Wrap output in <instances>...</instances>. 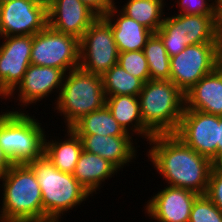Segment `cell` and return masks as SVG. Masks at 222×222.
<instances>
[{
	"mask_svg": "<svg viewBox=\"0 0 222 222\" xmlns=\"http://www.w3.org/2000/svg\"><path fill=\"white\" fill-rule=\"evenodd\" d=\"M148 159L167 185L206 194L213 162L174 134H157L149 142ZM152 145V146H151Z\"/></svg>",
	"mask_w": 222,
	"mask_h": 222,
	"instance_id": "1",
	"label": "cell"
},
{
	"mask_svg": "<svg viewBox=\"0 0 222 222\" xmlns=\"http://www.w3.org/2000/svg\"><path fill=\"white\" fill-rule=\"evenodd\" d=\"M1 222H43L42 193L27 164H13L3 175Z\"/></svg>",
	"mask_w": 222,
	"mask_h": 222,
	"instance_id": "2",
	"label": "cell"
},
{
	"mask_svg": "<svg viewBox=\"0 0 222 222\" xmlns=\"http://www.w3.org/2000/svg\"><path fill=\"white\" fill-rule=\"evenodd\" d=\"M27 164L41 188L43 222H60L65 212L91 196L71 173L58 170L45 155Z\"/></svg>",
	"mask_w": 222,
	"mask_h": 222,
	"instance_id": "3",
	"label": "cell"
},
{
	"mask_svg": "<svg viewBox=\"0 0 222 222\" xmlns=\"http://www.w3.org/2000/svg\"><path fill=\"white\" fill-rule=\"evenodd\" d=\"M142 121L153 134H174L185 108L184 93L171 80H148L138 94Z\"/></svg>",
	"mask_w": 222,
	"mask_h": 222,
	"instance_id": "4",
	"label": "cell"
},
{
	"mask_svg": "<svg viewBox=\"0 0 222 222\" xmlns=\"http://www.w3.org/2000/svg\"><path fill=\"white\" fill-rule=\"evenodd\" d=\"M66 74L55 100V110L64 116L66 128H71L83 116L104 107L106 95L102 76L89 73L80 67Z\"/></svg>",
	"mask_w": 222,
	"mask_h": 222,
	"instance_id": "5",
	"label": "cell"
},
{
	"mask_svg": "<svg viewBox=\"0 0 222 222\" xmlns=\"http://www.w3.org/2000/svg\"><path fill=\"white\" fill-rule=\"evenodd\" d=\"M25 111L0 114V147L13 164H24L44 155L45 132L41 123Z\"/></svg>",
	"mask_w": 222,
	"mask_h": 222,
	"instance_id": "6",
	"label": "cell"
},
{
	"mask_svg": "<svg viewBox=\"0 0 222 222\" xmlns=\"http://www.w3.org/2000/svg\"><path fill=\"white\" fill-rule=\"evenodd\" d=\"M175 15L164 16L163 23L156 32L170 57L176 56L188 45L217 43L216 16Z\"/></svg>",
	"mask_w": 222,
	"mask_h": 222,
	"instance_id": "7",
	"label": "cell"
},
{
	"mask_svg": "<svg viewBox=\"0 0 222 222\" xmlns=\"http://www.w3.org/2000/svg\"><path fill=\"white\" fill-rule=\"evenodd\" d=\"M222 63L217 43L188 45L170 57V80L185 94Z\"/></svg>",
	"mask_w": 222,
	"mask_h": 222,
	"instance_id": "8",
	"label": "cell"
},
{
	"mask_svg": "<svg viewBox=\"0 0 222 222\" xmlns=\"http://www.w3.org/2000/svg\"><path fill=\"white\" fill-rule=\"evenodd\" d=\"M80 65L89 73L103 76L117 64L119 52L111 24L99 16L79 40Z\"/></svg>",
	"mask_w": 222,
	"mask_h": 222,
	"instance_id": "9",
	"label": "cell"
},
{
	"mask_svg": "<svg viewBox=\"0 0 222 222\" xmlns=\"http://www.w3.org/2000/svg\"><path fill=\"white\" fill-rule=\"evenodd\" d=\"M31 64L59 68L66 73L80 65L79 39L48 25L33 35Z\"/></svg>",
	"mask_w": 222,
	"mask_h": 222,
	"instance_id": "10",
	"label": "cell"
},
{
	"mask_svg": "<svg viewBox=\"0 0 222 222\" xmlns=\"http://www.w3.org/2000/svg\"><path fill=\"white\" fill-rule=\"evenodd\" d=\"M219 116L202 111L184 109L174 135L184 144L213 163L218 161Z\"/></svg>",
	"mask_w": 222,
	"mask_h": 222,
	"instance_id": "11",
	"label": "cell"
},
{
	"mask_svg": "<svg viewBox=\"0 0 222 222\" xmlns=\"http://www.w3.org/2000/svg\"><path fill=\"white\" fill-rule=\"evenodd\" d=\"M47 25V9L36 0L0 3V37L33 36Z\"/></svg>",
	"mask_w": 222,
	"mask_h": 222,
	"instance_id": "12",
	"label": "cell"
},
{
	"mask_svg": "<svg viewBox=\"0 0 222 222\" xmlns=\"http://www.w3.org/2000/svg\"><path fill=\"white\" fill-rule=\"evenodd\" d=\"M2 38L5 42L0 45V87L9 95L22 81L31 64L33 36L18 35Z\"/></svg>",
	"mask_w": 222,
	"mask_h": 222,
	"instance_id": "13",
	"label": "cell"
},
{
	"mask_svg": "<svg viewBox=\"0 0 222 222\" xmlns=\"http://www.w3.org/2000/svg\"><path fill=\"white\" fill-rule=\"evenodd\" d=\"M65 74L66 72L59 68L30 64L22 81L8 95L9 100L19 92L16 100L20 101V107L26 108L27 105L36 104L48 97L52 92L60 93Z\"/></svg>",
	"mask_w": 222,
	"mask_h": 222,
	"instance_id": "14",
	"label": "cell"
},
{
	"mask_svg": "<svg viewBox=\"0 0 222 222\" xmlns=\"http://www.w3.org/2000/svg\"><path fill=\"white\" fill-rule=\"evenodd\" d=\"M197 196L193 191L168 185L147 201L145 213L157 222H189Z\"/></svg>",
	"mask_w": 222,
	"mask_h": 222,
	"instance_id": "15",
	"label": "cell"
},
{
	"mask_svg": "<svg viewBox=\"0 0 222 222\" xmlns=\"http://www.w3.org/2000/svg\"><path fill=\"white\" fill-rule=\"evenodd\" d=\"M47 17L50 28L80 40L99 16L81 0H56L47 9Z\"/></svg>",
	"mask_w": 222,
	"mask_h": 222,
	"instance_id": "16",
	"label": "cell"
},
{
	"mask_svg": "<svg viewBox=\"0 0 222 222\" xmlns=\"http://www.w3.org/2000/svg\"><path fill=\"white\" fill-rule=\"evenodd\" d=\"M83 150L97 154L112 163L118 170L136 158L132 136H102L98 134H77Z\"/></svg>",
	"mask_w": 222,
	"mask_h": 222,
	"instance_id": "17",
	"label": "cell"
},
{
	"mask_svg": "<svg viewBox=\"0 0 222 222\" xmlns=\"http://www.w3.org/2000/svg\"><path fill=\"white\" fill-rule=\"evenodd\" d=\"M184 95V109L222 116V63Z\"/></svg>",
	"mask_w": 222,
	"mask_h": 222,
	"instance_id": "18",
	"label": "cell"
},
{
	"mask_svg": "<svg viewBox=\"0 0 222 222\" xmlns=\"http://www.w3.org/2000/svg\"><path fill=\"white\" fill-rule=\"evenodd\" d=\"M115 15L117 19H115ZM103 17L111 24L119 53L143 50L148 39L154 33L134 19L127 17L120 9L118 10L116 5Z\"/></svg>",
	"mask_w": 222,
	"mask_h": 222,
	"instance_id": "19",
	"label": "cell"
},
{
	"mask_svg": "<svg viewBox=\"0 0 222 222\" xmlns=\"http://www.w3.org/2000/svg\"><path fill=\"white\" fill-rule=\"evenodd\" d=\"M119 170L108 160L97 154L83 150L76 163L72 175L93 196V193L101 189L102 183L108 178L114 177Z\"/></svg>",
	"mask_w": 222,
	"mask_h": 222,
	"instance_id": "20",
	"label": "cell"
},
{
	"mask_svg": "<svg viewBox=\"0 0 222 222\" xmlns=\"http://www.w3.org/2000/svg\"><path fill=\"white\" fill-rule=\"evenodd\" d=\"M106 106L126 133L131 135L136 133L138 136L146 138L147 141L154 136L142 121L138 96H106Z\"/></svg>",
	"mask_w": 222,
	"mask_h": 222,
	"instance_id": "21",
	"label": "cell"
},
{
	"mask_svg": "<svg viewBox=\"0 0 222 222\" xmlns=\"http://www.w3.org/2000/svg\"><path fill=\"white\" fill-rule=\"evenodd\" d=\"M65 136H68L65 140L45 138L44 155L58 170L72 174L83 147L80 137L71 128H67Z\"/></svg>",
	"mask_w": 222,
	"mask_h": 222,
	"instance_id": "22",
	"label": "cell"
},
{
	"mask_svg": "<svg viewBox=\"0 0 222 222\" xmlns=\"http://www.w3.org/2000/svg\"><path fill=\"white\" fill-rule=\"evenodd\" d=\"M71 129L76 134H98L104 136H133L126 133L114 119L110 109L105 105L78 120Z\"/></svg>",
	"mask_w": 222,
	"mask_h": 222,
	"instance_id": "23",
	"label": "cell"
},
{
	"mask_svg": "<svg viewBox=\"0 0 222 222\" xmlns=\"http://www.w3.org/2000/svg\"><path fill=\"white\" fill-rule=\"evenodd\" d=\"M164 0H128L121 12L156 33L164 20Z\"/></svg>",
	"mask_w": 222,
	"mask_h": 222,
	"instance_id": "24",
	"label": "cell"
},
{
	"mask_svg": "<svg viewBox=\"0 0 222 222\" xmlns=\"http://www.w3.org/2000/svg\"><path fill=\"white\" fill-rule=\"evenodd\" d=\"M103 89L106 96H138L144 82L125 71L119 64L112 66L103 76Z\"/></svg>",
	"mask_w": 222,
	"mask_h": 222,
	"instance_id": "25",
	"label": "cell"
},
{
	"mask_svg": "<svg viewBox=\"0 0 222 222\" xmlns=\"http://www.w3.org/2000/svg\"><path fill=\"white\" fill-rule=\"evenodd\" d=\"M143 52L148 62L150 80H170V56L156 33L148 39Z\"/></svg>",
	"mask_w": 222,
	"mask_h": 222,
	"instance_id": "26",
	"label": "cell"
},
{
	"mask_svg": "<svg viewBox=\"0 0 222 222\" xmlns=\"http://www.w3.org/2000/svg\"><path fill=\"white\" fill-rule=\"evenodd\" d=\"M117 64L144 83L150 80L148 62L143 50L120 52Z\"/></svg>",
	"mask_w": 222,
	"mask_h": 222,
	"instance_id": "27",
	"label": "cell"
},
{
	"mask_svg": "<svg viewBox=\"0 0 222 222\" xmlns=\"http://www.w3.org/2000/svg\"><path fill=\"white\" fill-rule=\"evenodd\" d=\"M189 222H222V212L205 194L198 195L192 204Z\"/></svg>",
	"mask_w": 222,
	"mask_h": 222,
	"instance_id": "28",
	"label": "cell"
},
{
	"mask_svg": "<svg viewBox=\"0 0 222 222\" xmlns=\"http://www.w3.org/2000/svg\"><path fill=\"white\" fill-rule=\"evenodd\" d=\"M211 0H177V7L179 13L185 15H208L216 16L214 1L209 4Z\"/></svg>",
	"mask_w": 222,
	"mask_h": 222,
	"instance_id": "29",
	"label": "cell"
},
{
	"mask_svg": "<svg viewBox=\"0 0 222 222\" xmlns=\"http://www.w3.org/2000/svg\"><path fill=\"white\" fill-rule=\"evenodd\" d=\"M205 195L222 212V168L217 163L213 164Z\"/></svg>",
	"mask_w": 222,
	"mask_h": 222,
	"instance_id": "30",
	"label": "cell"
},
{
	"mask_svg": "<svg viewBox=\"0 0 222 222\" xmlns=\"http://www.w3.org/2000/svg\"><path fill=\"white\" fill-rule=\"evenodd\" d=\"M98 16H104L113 6L114 0H81Z\"/></svg>",
	"mask_w": 222,
	"mask_h": 222,
	"instance_id": "31",
	"label": "cell"
},
{
	"mask_svg": "<svg viewBox=\"0 0 222 222\" xmlns=\"http://www.w3.org/2000/svg\"><path fill=\"white\" fill-rule=\"evenodd\" d=\"M216 41L222 56V12H216Z\"/></svg>",
	"mask_w": 222,
	"mask_h": 222,
	"instance_id": "32",
	"label": "cell"
},
{
	"mask_svg": "<svg viewBox=\"0 0 222 222\" xmlns=\"http://www.w3.org/2000/svg\"><path fill=\"white\" fill-rule=\"evenodd\" d=\"M12 165V161L0 147V176L3 175Z\"/></svg>",
	"mask_w": 222,
	"mask_h": 222,
	"instance_id": "33",
	"label": "cell"
},
{
	"mask_svg": "<svg viewBox=\"0 0 222 222\" xmlns=\"http://www.w3.org/2000/svg\"><path fill=\"white\" fill-rule=\"evenodd\" d=\"M222 157V116H219L218 125V160Z\"/></svg>",
	"mask_w": 222,
	"mask_h": 222,
	"instance_id": "34",
	"label": "cell"
},
{
	"mask_svg": "<svg viewBox=\"0 0 222 222\" xmlns=\"http://www.w3.org/2000/svg\"><path fill=\"white\" fill-rule=\"evenodd\" d=\"M40 5L48 9L56 0H36Z\"/></svg>",
	"mask_w": 222,
	"mask_h": 222,
	"instance_id": "35",
	"label": "cell"
},
{
	"mask_svg": "<svg viewBox=\"0 0 222 222\" xmlns=\"http://www.w3.org/2000/svg\"><path fill=\"white\" fill-rule=\"evenodd\" d=\"M215 12H222V0H215Z\"/></svg>",
	"mask_w": 222,
	"mask_h": 222,
	"instance_id": "36",
	"label": "cell"
},
{
	"mask_svg": "<svg viewBox=\"0 0 222 222\" xmlns=\"http://www.w3.org/2000/svg\"><path fill=\"white\" fill-rule=\"evenodd\" d=\"M2 96V97H1ZM0 97L3 99H7L8 95L2 90V88L0 87Z\"/></svg>",
	"mask_w": 222,
	"mask_h": 222,
	"instance_id": "37",
	"label": "cell"
},
{
	"mask_svg": "<svg viewBox=\"0 0 222 222\" xmlns=\"http://www.w3.org/2000/svg\"><path fill=\"white\" fill-rule=\"evenodd\" d=\"M216 163L222 168V157Z\"/></svg>",
	"mask_w": 222,
	"mask_h": 222,
	"instance_id": "38",
	"label": "cell"
},
{
	"mask_svg": "<svg viewBox=\"0 0 222 222\" xmlns=\"http://www.w3.org/2000/svg\"><path fill=\"white\" fill-rule=\"evenodd\" d=\"M8 1H12V0H0V3H4V2H8Z\"/></svg>",
	"mask_w": 222,
	"mask_h": 222,
	"instance_id": "39",
	"label": "cell"
}]
</instances>
